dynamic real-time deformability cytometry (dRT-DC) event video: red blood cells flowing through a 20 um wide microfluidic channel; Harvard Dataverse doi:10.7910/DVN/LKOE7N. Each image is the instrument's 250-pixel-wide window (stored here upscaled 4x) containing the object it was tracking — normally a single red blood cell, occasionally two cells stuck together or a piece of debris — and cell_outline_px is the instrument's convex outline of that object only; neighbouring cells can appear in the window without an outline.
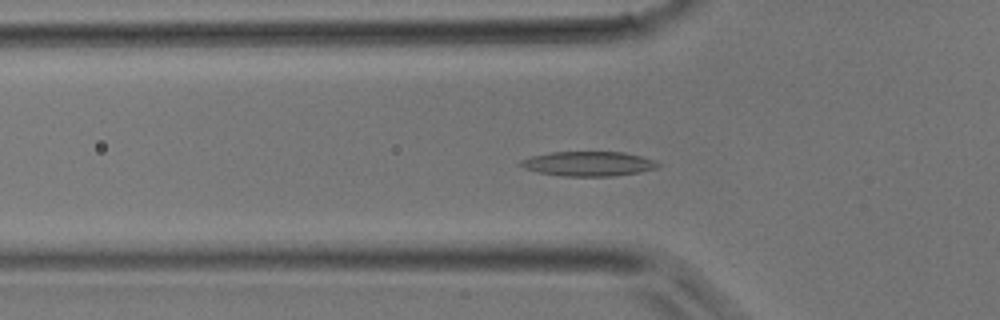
{"species": "common noctule bat (a hibernating species)", "species_latin": "Nyctalus noctula", "temperature_condition": "room temperature", "stored_images_in_passage": 38, "camera_frame_rate_fps": 3000, "um_per_image_px": 0.085, "animal": {"sex": "male", "body_mass_g": 17.9}, "frame": {"image": 1, "passage_image": 12, "time_ms": 3.667, "image_size_px": [1000, 320], "cell_outline_px": [[664, 164], [660, 168], [640, 172], [616, 176], [560, 176], [540, 172], [524, 168], [516, 164], [520, 160], [528, 156], [552, 152], [624, 152], [656, 160]], "centroid_in_image_um": [50.05, 13.92], "position_along_channel_um": 75.7, "area_um2": 20.11}}
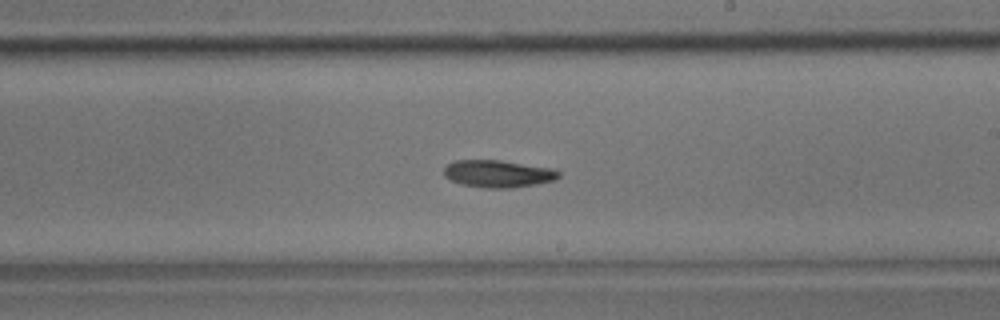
{"frame": {"image": 2, "passage_image": 22, "time_ms": 7.0, "image_size_px": [1000, 320], "cell_outline_px": [[560, 176], [556, 180], [536, 184], [512, 188], [484, 188], [460, 184], [444, 176], [444, 168], [448, 164], [456, 160], [500, 160], [552, 168], [560, 172]], "centroid_in_image_um": [42.35, 14.77], "position_along_channel_um": 246.7, "area_um2": 18.32}}
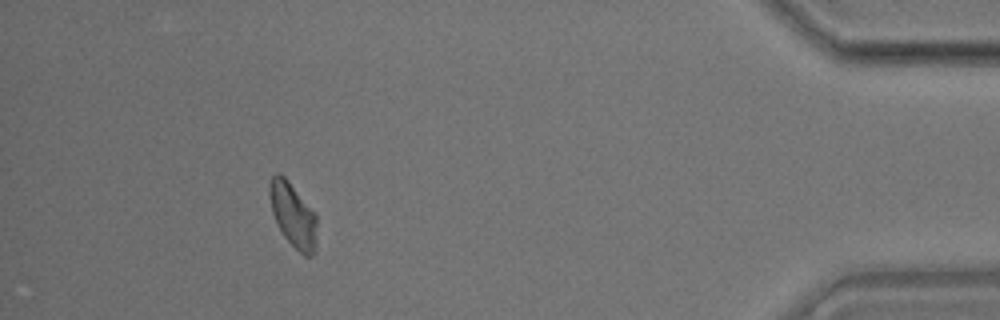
{"frame": {"image": 3, "passage_image": 35, "time_ms": 11.333, "image_size_px": [1000, 320], "cell_outline_px": [[316, 252], [312, 256], [304, 256], [284, 236], [272, 212], [268, 192], [268, 184], [272, 176], [276, 172], [280, 172], [288, 180], [316, 212]], "centroid_in_image_um": [24.92, 18.24], "position_along_channel_um": 410.3, "area_um2": 17.92}}